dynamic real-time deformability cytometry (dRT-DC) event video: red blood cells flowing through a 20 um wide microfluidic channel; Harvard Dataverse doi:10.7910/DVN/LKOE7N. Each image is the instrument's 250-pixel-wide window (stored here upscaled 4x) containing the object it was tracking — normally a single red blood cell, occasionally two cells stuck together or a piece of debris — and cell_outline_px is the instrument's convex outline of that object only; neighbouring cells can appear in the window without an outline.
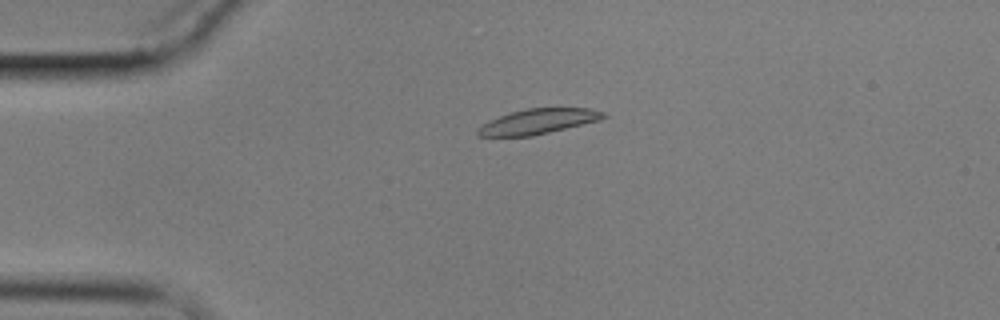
{"species": "common noctule bat (a hibernating species)", "species_latin": "Nyctalus noctula", "temperature_condition": "cold", "stored_images_in_passage": 5, "camera_frame_rate_fps": 3000, "um_per_image_px": 0.085, "animal": {"sex": "male", "body_mass_g": 17.9}, "frame": {"image": 1, "passage_image": 5, "time_ms": 6.0, "image_size_px": [1000, 320], "cell_outline_px": [[608, 116], [600, 120], [532, 136], [476, 136], [476, 132], [484, 124], [500, 116], [512, 112], [528, 108], [588, 108], [604, 112]], "centroid_in_image_um": [45.79, 10.32], "position_along_channel_um": 39.2, "area_um2": 18.03}}